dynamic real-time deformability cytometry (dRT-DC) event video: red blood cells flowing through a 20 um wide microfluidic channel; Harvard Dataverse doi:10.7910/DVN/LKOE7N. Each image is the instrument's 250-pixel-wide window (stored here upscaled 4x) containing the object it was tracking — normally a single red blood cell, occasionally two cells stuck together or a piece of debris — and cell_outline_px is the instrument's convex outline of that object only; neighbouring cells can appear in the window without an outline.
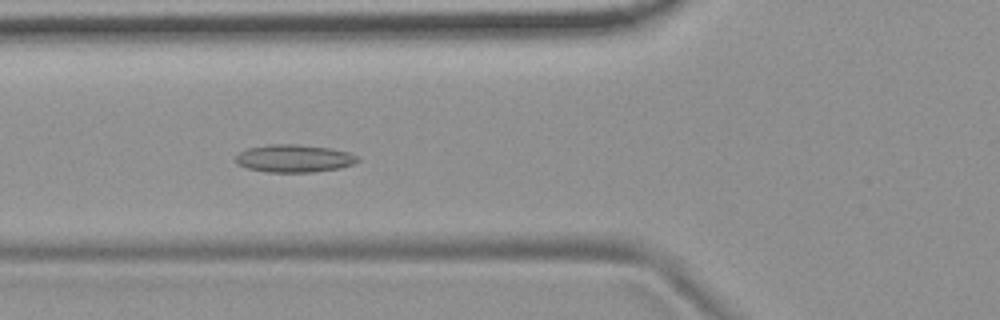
{"species": "common noctule bat (a hibernating species)", "species_latin": "Nyctalus noctula", "temperature_condition": "room temperature", "stored_images_in_passage": 45, "camera_frame_rate_fps": 3000, "um_per_image_px": 0.085, "animal": {"sex": "female", "body_mass_g": 19.9}, "frame": {"image": 1, "passage_image": 21, "time_ms": 6.667, "image_size_px": [1000, 320], "cell_outline_px": [[360, 160], [352, 164], [340, 168], [312, 172], [268, 172], [248, 168], [236, 164], [236, 156], [240, 152], [248, 148], [272, 144], [296, 144], [328, 148], [348, 152], [360, 156]], "centroid_in_image_um": [25.01, 13.47], "position_along_channel_um": 100.8, "area_um2": 19.59}}
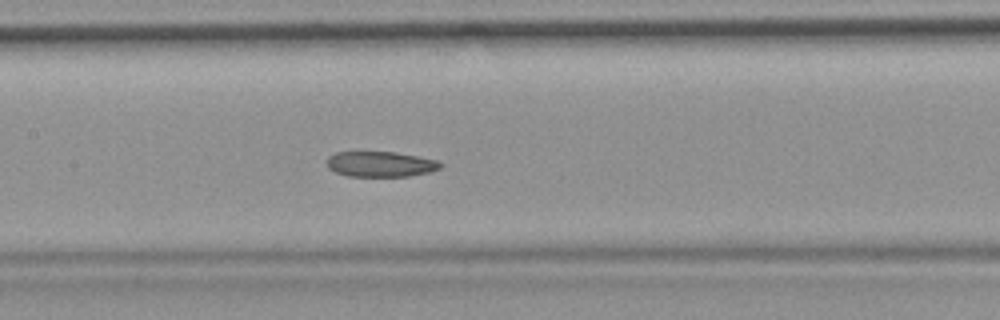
{"frame": {"image": 2, "passage_image": 27, "time_ms": 8.667, "image_size_px": [1000, 320], "cell_outline_px": [[444, 164], [440, 168], [428, 172], [408, 176], [348, 176], [336, 172], [328, 168], [328, 156], [336, 152], [396, 152], [436, 160]], "centroid_in_image_um": [32.34, 13.95], "position_along_channel_um": 175.1, "area_um2": 16.65}}
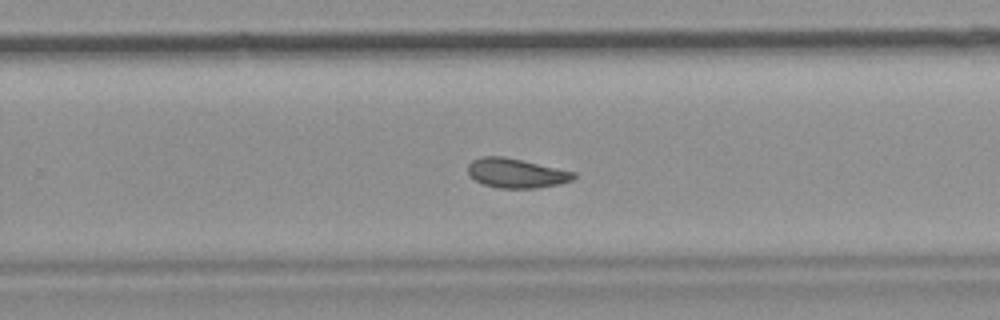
{"frame": {"image": 3, "passage_image": 36, "time_ms": 11.667, "image_size_px": [1000, 320], "cell_outline_px": [[576, 176], [572, 180], [560, 184], [536, 188], [500, 188], [484, 184], [476, 180], [468, 172], [468, 164], [472, 160], [480, 156], [500, 156], [520, 160], [576, 172]], "centroid_in_image_um": [43.88, 14.72], "position_along_channel_um": 285.9, "area_um2": 17.92}, "authors_computed_cell_mechanics": {"area_um2": 18.7272, "velocity_mm_per_s": 3.7095, "shape_relaxation_time_tau1_ms": null, "shape_relaxation_time_tau2_ms": 3.7352, "deformation_change_tau1": null, "deformation_change_tau2": 0.0971}}